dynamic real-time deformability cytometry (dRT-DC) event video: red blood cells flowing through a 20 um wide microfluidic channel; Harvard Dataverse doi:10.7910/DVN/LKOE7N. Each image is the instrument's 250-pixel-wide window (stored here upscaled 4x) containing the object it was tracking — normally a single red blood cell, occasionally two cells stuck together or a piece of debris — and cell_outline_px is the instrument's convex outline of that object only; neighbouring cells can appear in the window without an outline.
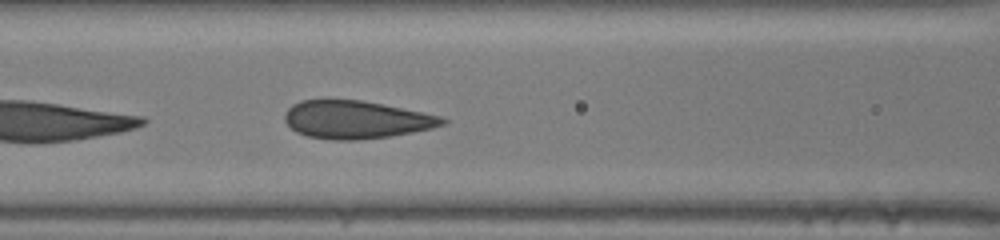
{"species": "human", "species_latin": "Homo sapiens", "temperature_condition": "room temperature", "stored_images_in_passage": 10, "camera_frame_rate_fps": 3000, "um_per_image_px": 0.085, "donor": {"sex": "male"}, "frame": {"image": 1, "passage_image": 5, "time_ms": 1.333, "image_size_px": [1000, 240], "cell_outline_px": [[448, 120], [444, 124], [432, 128], [412, 132], [388, 136], [360, 140], [328, 140], [308, 136], [296, 132], [284, 120], [284, 116], [288, 108], [292, 104], [300, 100], [324, 96], [360, 100], [440, 116]], "centroid_in_image_um": [30.16, 10.14], "position_along_channel_um": 136.4, "area_um2": 35.32}}